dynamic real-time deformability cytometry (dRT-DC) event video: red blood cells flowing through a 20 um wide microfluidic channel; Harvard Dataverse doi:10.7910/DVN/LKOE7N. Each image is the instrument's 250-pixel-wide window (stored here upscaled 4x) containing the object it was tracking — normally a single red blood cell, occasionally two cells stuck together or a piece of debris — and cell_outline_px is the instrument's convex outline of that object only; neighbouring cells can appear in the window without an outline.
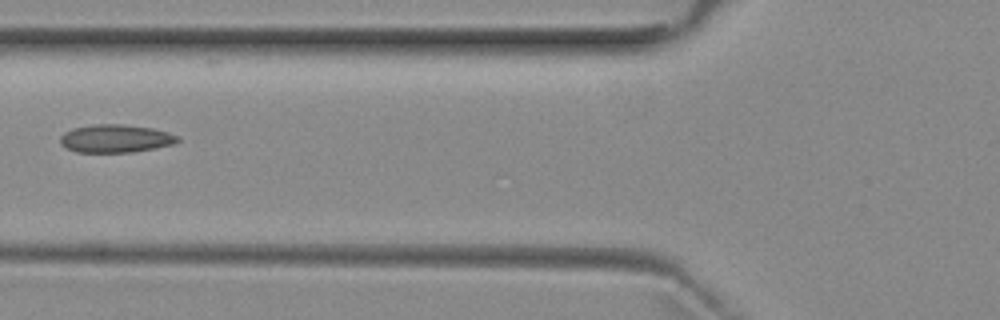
{"species": "common noctule bat (a hibernating species)", "species_latin": "Nyctalus noctula", "temperature_condition": "room temperature", "stored_images_in_passage": 6, "camera_frame_rate_fps": 3000, "um_per_image_px": 0.085, "animal": {"sex": "female", "body_mass_g": 29.2, "forearm_length_mm": 56.3}, "frame": {"image": 1, "passage_image": 5, "time_ms": 4.667, "image_size_px": [1000, 320], "cell_outline_px": [[180, 140], [176, 144], [132, 152], [76, 152], [60, 144], [60, 136], [64, 132], [72, 128], [96, 124], [124, 124], [152, 128], [168, 132], [180, 136]], "centroid_in_image_um": [9.85, 11.77], "position_along_channel_um": 116.0, "area_um2": 19.31}}
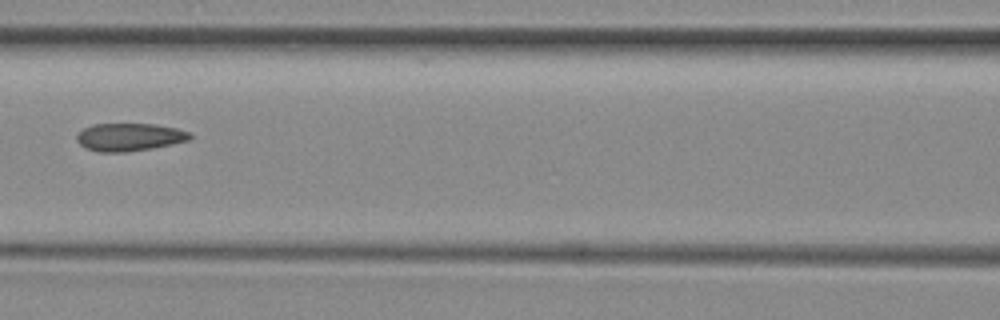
{"frame": {"image": 2, "passage_image": 6, "time_ms": 5.667, "image_size_px": [1000, 320], "cell_outline_px": [[192, 136], [188, 140], [152, 148], [128, 152], [100, 152], [84, 148], [76, 140], [76, 132], [92, 124], [156, 124], [176, 128], [192, 132]], "centroid_in_image_um": [10.96, 11.65], "position_along_channel_um": 155.6, "area_um2": 18.5}}